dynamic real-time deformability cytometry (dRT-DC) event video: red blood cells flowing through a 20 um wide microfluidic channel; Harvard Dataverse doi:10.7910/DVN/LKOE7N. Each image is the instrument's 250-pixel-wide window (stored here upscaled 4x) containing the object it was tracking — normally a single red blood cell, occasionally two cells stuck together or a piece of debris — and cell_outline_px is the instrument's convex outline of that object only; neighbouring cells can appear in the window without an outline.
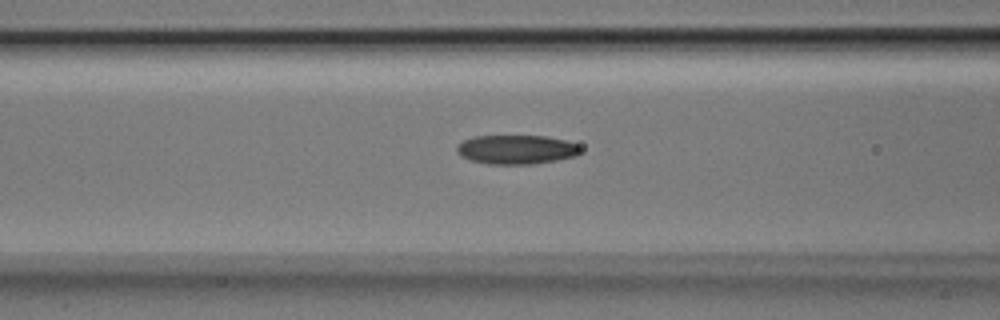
{"species": "Egyptian fruit bat (a non-hibernating species)", "species_latin": "Rousettus aegyptiacus", "temperature_condition": "room temperature", "stored_images_in_passage": 28, "camera_frame_rate_fps": 3000, "um_per_image_px": 0.085, "animal": {"sex": "male"}, "frame": {"image": 1, "passage_image": 7, "time_ms": 2.0, "image_size_px": [1000, 320], "cell_outline_px": [[580, 152], [576, 156], [556, 160], [532, 164], [488, 164], [472, 160], [460, 156], [456, 152], [456, 148], [464, 140], [472, 136], [544, 136], [564, 140], [576, 144], [580, 148]], "centroid_in_image_um": [43.87, 12.71], "position_along_channel_um": 122.7, "area_um2": 20.87}}
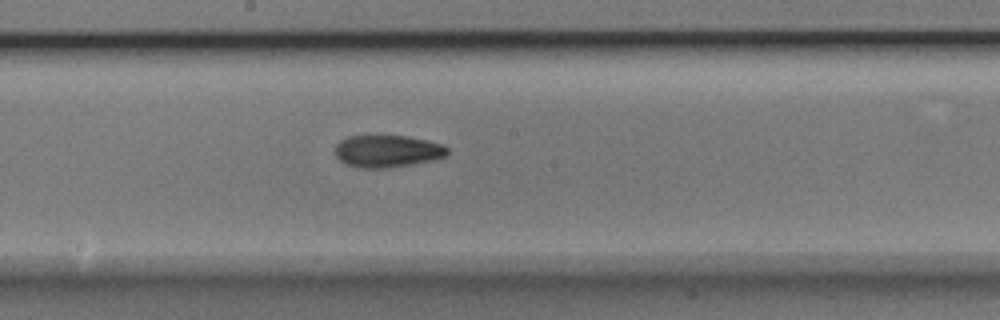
{"frame": {"image": 2, "passage_image": 14, "time_ms": 4.333, "image_size_px": [1000, 320], "cell_outline_px": [[448, 156], [432, 160], [412, 164], [388, 168], [360, 168], [348, 164], [340, 160], [336, 156], [336, 144], [340, 140], [348, 136], [376, 132], [408, 136], [428, 140], [444, 144], [448, 148]], "centroid_in_image_um": [32.93, 12.79], "position_along_channel_um": 215.3, "area_um2": 22.02}}
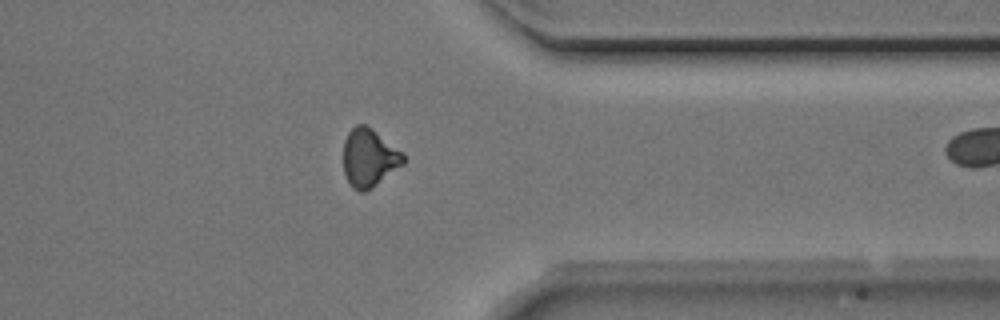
{"frame": {"image": 3, "passage_image": 27, "time_ms": 8.667, "image_size_px": [1000, 320], "cell_outline_px": [[404, 164], [372, 188], [364, 192], [360, 192], [352, 188], [344, 172], [344, 140], [348, 132], [356, 124], [364, 124], [372, 128], [404, 152]], "centroid_in_image_um": [31.39, 13.41], "position_along_channel_um": 380.0, "area_um2": 20.46}}